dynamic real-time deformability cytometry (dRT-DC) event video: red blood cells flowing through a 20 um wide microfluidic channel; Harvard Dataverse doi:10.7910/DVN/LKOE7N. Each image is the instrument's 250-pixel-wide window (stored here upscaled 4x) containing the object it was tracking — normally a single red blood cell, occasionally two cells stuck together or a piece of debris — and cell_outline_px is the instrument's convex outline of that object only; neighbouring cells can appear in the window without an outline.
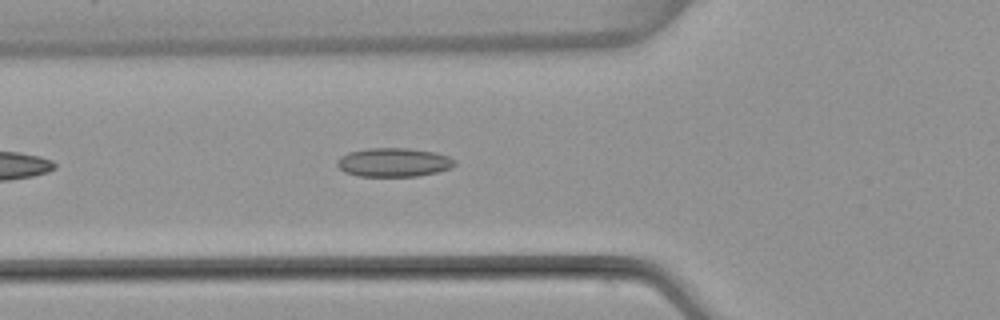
{"species": "common noctule bat (a hibernating species)", "species_latin": "Nyctalus noctula", "temperature_condition": "warm", "stored_images_in_passage": 25, "camera_frame_rate_fps": 3000, "um_per_image_px": 0.085, "animal": {"sex": "female", "body_mass_g": 22.7, "forearm_length_mm": 54.2}, "frame": {"image": 1, "passage_image": 6, "time_ms": 1.667, "image_size_px": [1000, 320], "cell_outline_px": [[456, 164], [448, 168], [436, 172], [416, 176], [360, 176], [344, 172], [336, 164], [336, 160], [340, 156], [348, 152], [368, 148], [408, 148], [436, 152], [448, 156], [456, 160]], "centroid_in_image_um": [33.44, 13.79], "position_along_channel_um": 92.4, "area_um2": 19.77}}
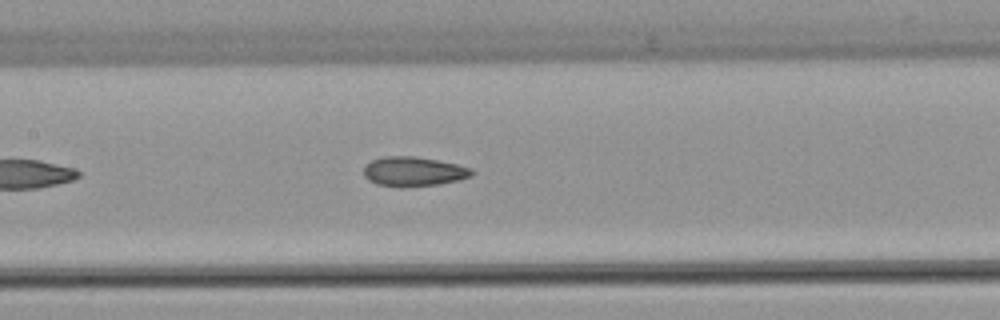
{"frame": {"image": 2, "passage_image": 12, "time_ms": 3.667, "image_size_px": [1000, 320], "cell_outline_px": [[476, 172], [472, 176], [460, 180], [440, 184], [400, 188], [376, 184], [368, 180], [364, 176], [364, 168], [372, 160], [384, 156], [416, 156], [456, 164], [472, 168]], "centroid_in_image_um": [35.18, 14.59], "position_along_channel_um": 172.2, "area_um2": 18.84}}
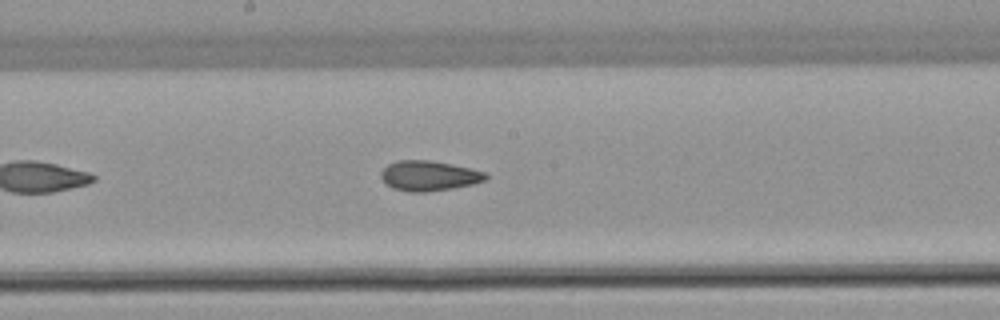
{"frame": {"image": 3, "passage_image": 15, "time_ms": 4.667, "image_size_px": [1000, 320], "cell_outline_px": [[488, 176], [484, 180], [472, 184], [452, 188], [424, 192], [412, 192], [392, 188], [380, 176], [380, 172], [388, 164], [396, 160], [432, 160], [472, 168], [488, 172]], "centroid_in_image_um": [36.48, 14.92], "position_along_channel_um": 211.7, "area_um2": 18.38}}